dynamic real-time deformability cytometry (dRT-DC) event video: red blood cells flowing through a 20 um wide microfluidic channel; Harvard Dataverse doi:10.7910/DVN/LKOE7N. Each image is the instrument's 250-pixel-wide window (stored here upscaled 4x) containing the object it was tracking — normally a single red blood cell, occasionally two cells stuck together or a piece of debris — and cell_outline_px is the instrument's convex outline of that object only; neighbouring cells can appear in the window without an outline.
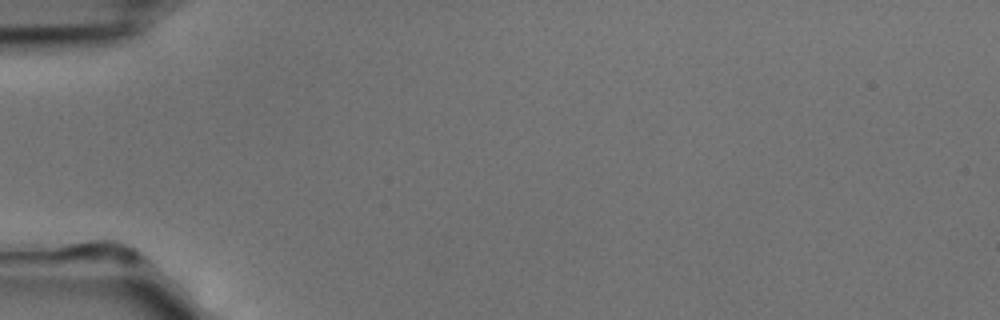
{"species": "common noctule bat (a hibernating species)", "species_latin": "Nyctalus noctula", "temperature_condition": "cold", "stored_images_in_passage": 6, "camera_frame_rate_fps": 3000, "um_per_image_px": 0.085, "animal": {"sex": "male", "body_mass_g": 15.6}, "frame": {"image": 1, "passage_image": 1, "time_ms": 0.0, "image_size_px": [1000, 320], "cell_outline_px": [[140, 260], [136, 264], [124, 264], [52, 256], [60, 248], [68, 244], [88, 240], [120, 240], [136, 248], [140, 256]], "centroid_in_image_um": [8.58, 21.39], "position_along_channel_um": 76.4, "area_um2": 10.98}}